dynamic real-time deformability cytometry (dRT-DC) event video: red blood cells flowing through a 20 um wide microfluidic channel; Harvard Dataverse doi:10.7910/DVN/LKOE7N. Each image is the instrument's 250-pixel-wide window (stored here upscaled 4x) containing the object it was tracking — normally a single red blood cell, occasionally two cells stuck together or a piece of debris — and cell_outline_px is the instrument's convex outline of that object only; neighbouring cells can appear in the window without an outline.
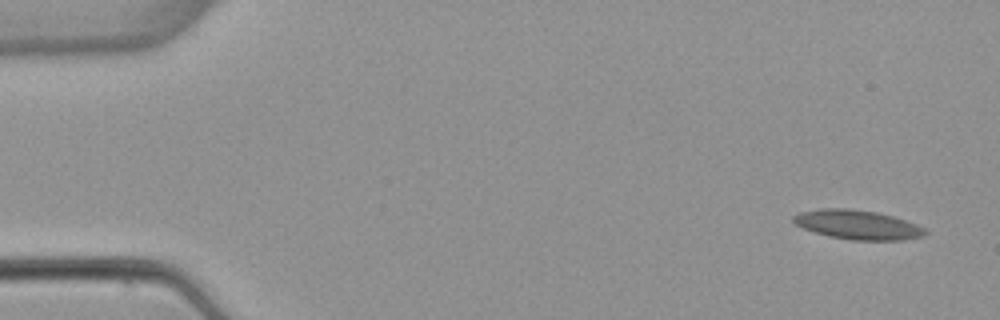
{"species": "common noctule bat (a hibernating species)", "species_latin": "Nyctalus noctula", "temperature_condition": "warm", "stored_images_in_passage": 7, "camera_frame_rate_fps": 3000, "um_per_image_px": 0.085, "animal": {"sex": "female", "body_mass_g": 22.7, "forearm_length_mm": 54.2}, "frame": {"image": 1, "passage_image": 1, "time_ms": 0.0, "image_size_px": [1000, 320], "cell_outline_px": [[928, 232], [924, 236], [900, 240], [852, 240], [832, 236], [816, 232], [804, 228], [796, 224], [792, 220], [792, 216], [800, 212], [824, 208], [848, 208], [876, 212], [892, 216], [916, 224], [924, 228]], "centroid_in_image_um": [72.91, 19.09], "position_along_channel_um": 12.1, "area_um2": 22.2}}
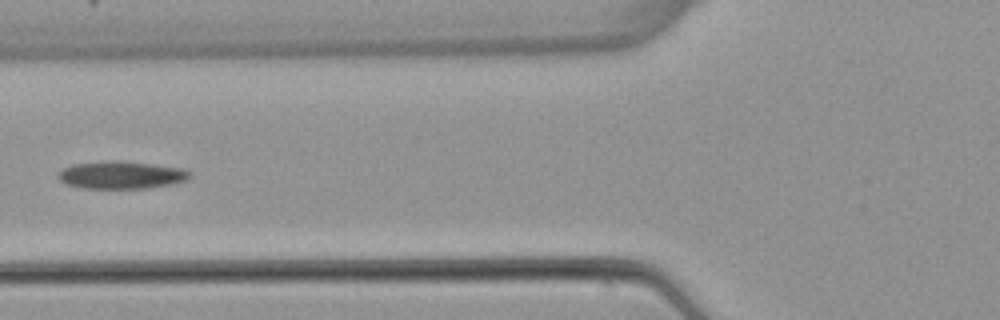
{"frame": {"image": 2, "passage_image": 6, "time_ms": 6.0, "image_size_px": [1000, 320], "cell_outline_px": [[192, 176], [184, 180], [172, 184], [148, 188], [84, 188], [68, 184], [60, 180], [60, 172], [64, 168], [72, 164], [112, 160], [116, 160], [152, 164], [184, 168], [192, 172]], "centroid_in_image_um": [10.37, 14.87], "position_along_channel_um": 115.4, "area_um2": 20.98}}
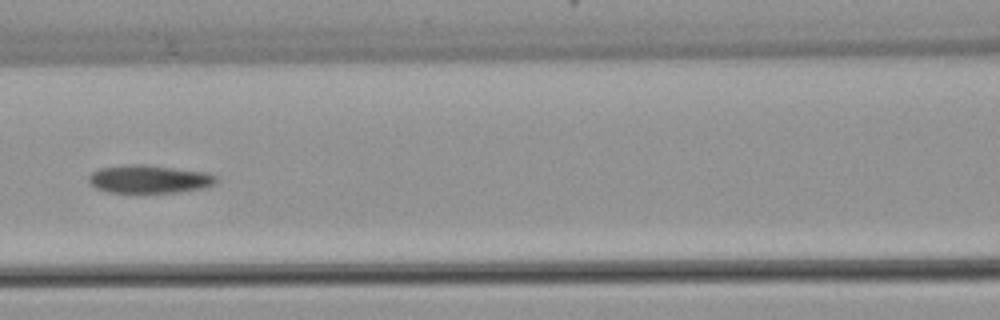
{"frame": {"image": 3, "passage_image": 7, "time_ms": 7.0, "image_size_px": [1000, 320], "cell_outline_px": [[216, 180], [212, 184], [204, 188], [180, 192], [108, 192], [96, 188], [88, 180], [88, 176], [92, 172], [100, 168], [128, 164], [144, 164], [208, 172], [216, 176]], "centroid_in_image_um": [12.68, 15.21], "position_along_channel_um": 153.9, "area_um2": 20.81}}